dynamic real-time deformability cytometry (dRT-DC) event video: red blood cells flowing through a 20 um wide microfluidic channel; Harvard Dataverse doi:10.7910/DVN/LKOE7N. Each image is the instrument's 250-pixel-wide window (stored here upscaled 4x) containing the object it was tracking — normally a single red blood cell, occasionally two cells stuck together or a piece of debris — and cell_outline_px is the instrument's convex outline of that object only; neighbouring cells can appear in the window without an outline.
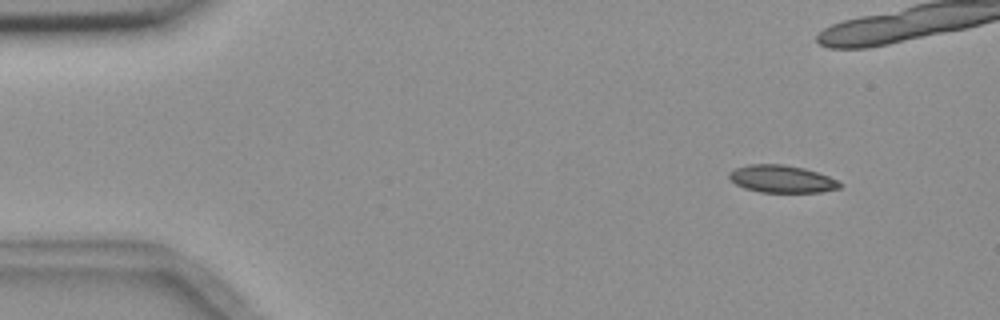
{"species": "common noctule bat (a hibernating species)", "species_latin": "Nyctalus noctula", "temperature_condition": "room temperature", "stored_images_in_passage": 7, "camera_frame_rate_fps": 3000, "um_per_image_px": 0.085, "animal": {"sex": "female", "body_mass_g": 18.4}, "frame": {"image": 1, "passage_image": 2, "time_ms": 1.0, "image_size_px": [1000, 320], "cell_outline_px": [[844, 184], [840, 188], [820, 192], [760, 192], [744, 188], [736, 184], [728, 176], [728, 172], [736, 168], [748, 164], [784, 164], [804, 168], [828, 176]], "centroid_in_image_um": [66.45, 15.21], "position_along_channel_um": 18.6, "area_um2": 17.69}}